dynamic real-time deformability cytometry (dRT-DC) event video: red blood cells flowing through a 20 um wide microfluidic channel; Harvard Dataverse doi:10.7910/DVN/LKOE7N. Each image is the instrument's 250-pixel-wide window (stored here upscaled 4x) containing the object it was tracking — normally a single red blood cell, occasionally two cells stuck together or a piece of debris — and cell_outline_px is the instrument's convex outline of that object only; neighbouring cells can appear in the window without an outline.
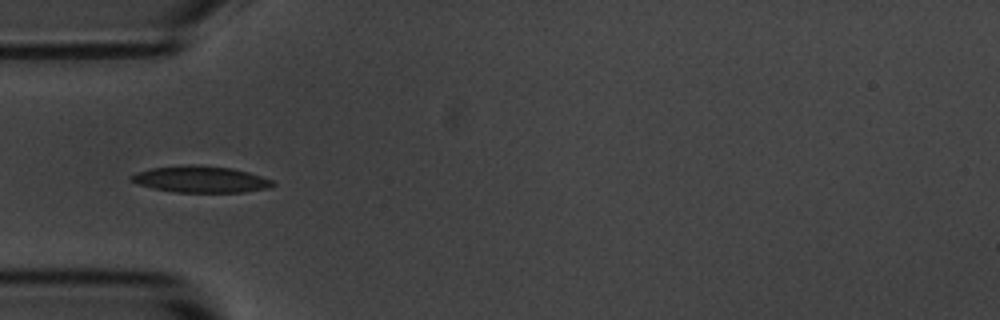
{"species": "common noctule bat (a hibernating species)", "species_latin": "Nyctalus noctula", "temperature_condition": "room temperature", "stored_images_in_passage": 7, "camera_frame_rate_fps": 3000, "um_per_image_px": 0.085, "animal": {"sex": "male", "body_mass_g": 20.1, "forearm_length_mm": 53.5}, "frame": {"image": 1, "passage_image": 5, "time_ms": 4.667, "image_size_px": [1000, 320], "cell_outline_px": [[276, 184], [272, 188], [244, 192], [176, 192], [136, 184], [128, 180], [128, 176], [136, 172], [152, 168], [184, 164], [200, 164], [232, 168], [248, 172], [272, 180]], "centroid_in_image_um": [17.04, 15.23], "position_along_channel_um": 68.0, "area_um2": 22.14}}
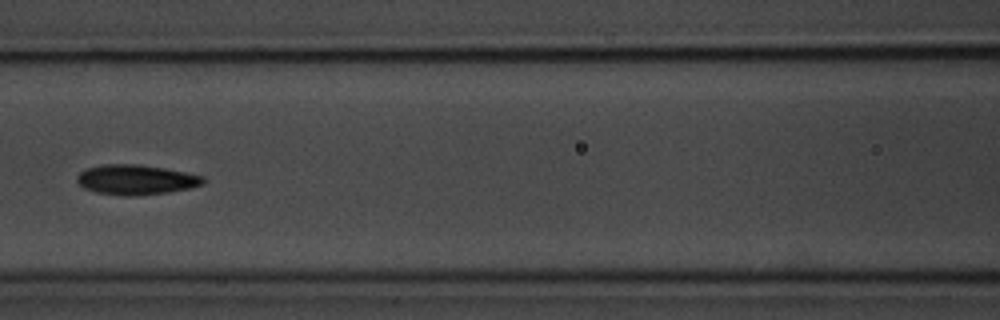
{"frame": {"image": 2, "passage_image": 7, "time_ms": 7.0, "image_size_px": [1000, 320], "cell_outline_px": [[208, 180], [204, 184], [192, 188], [168, 192], [132, 196], [124, 196], [96, 192], [84, 188], [76, 180], [76, 176], [80, 172], [88, 168], [104, 164], [140, 164], [164, 168], [204, 176]], "centroid_in_image_um": [11.6, 15.27], "position_along_channel_um": 155.0, "area_um2": 22.14}}